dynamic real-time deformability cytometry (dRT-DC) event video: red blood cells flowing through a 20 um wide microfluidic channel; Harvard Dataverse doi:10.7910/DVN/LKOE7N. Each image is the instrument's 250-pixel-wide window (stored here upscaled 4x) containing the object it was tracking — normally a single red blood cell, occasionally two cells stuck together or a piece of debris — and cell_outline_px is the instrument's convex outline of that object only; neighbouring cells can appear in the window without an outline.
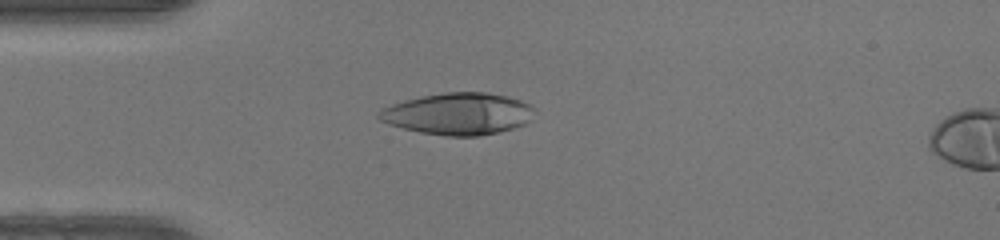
{"species": "human", "species_latin": "Homo sapiens", "temperature_condition": "warm", "stored_images_in_passage": 49, "camera_frame_rate_fps": 3000, "um_per_image_px": 0.085, "donor": {"sex": "female"}, "frame": {"image": 1, "passage_image": 13, "time_ms": 4.0, "image_size_px": [1000, 240], "cell_outline_px": [[536, 108], [528, 120], [524, 124], [512, 128], [480, 136], [444, 136], [420, 132], [388, 124], [380, 120], [376, 116], [376, 112], [392, 104], [404, 100], [420, 96], [444, 92], [488, 92], [508, 96], [520, 100]], "centroid_in_image_um": [38.92, 9.66], "position_along_channel_um": 46.1, "area_um2": 37.92}}
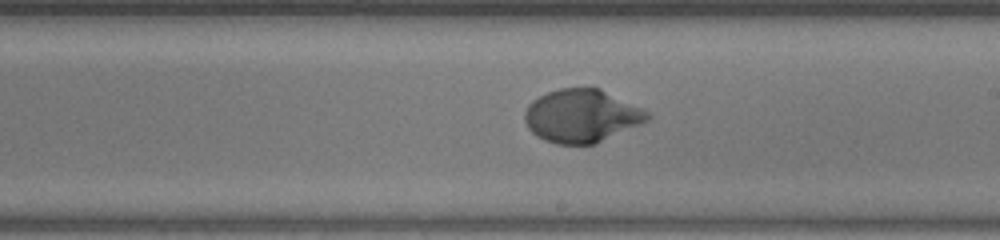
{"frame": {"image": 2, "passage_image": 28, "time_ms": 9.0, "image_size_px": [1000, 240], "cell_outline_px": [[652, 116], [648, 120], [640, 124], [596, 144], [556, 144], [544, 140], [532, 132], [528, 128], [524, 120], [524, 112], [528, 104], [532, 100], [548, 92], [560, 88], [600, 88], [648, 112]], "centroid_in_image_um": [49.41, 9.86], "position_along_channel_um": 239.6, "area_um2": 37.74}}
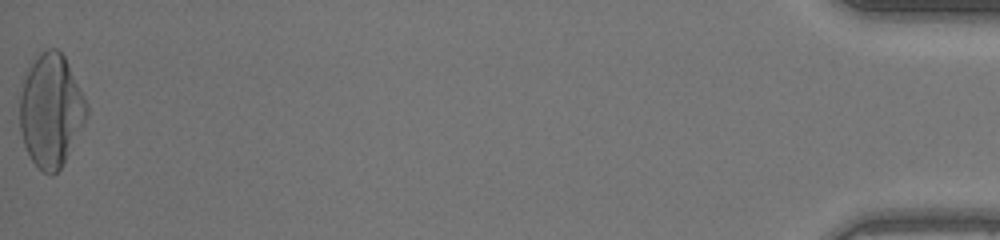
{"frame": {"image": 3, "passage_image": 49, "time_ms": 16.0, "image_size_px": [1000, 240], "cell_outline_px": [[88, 116], [60, 168], [52, 176], [48, 176], [32, 160], [24, 144], [20, 132], [20, 96], [24, 80], [28, 68], [40, 52], [48, 48], [56, 48], [64, 56], [88, 104]], "centroid_in_image_um": [4.33, 9.38], "position_along_channel_um": 430.9, "area_um2": 43.52}, "authors_computed_cell_mechanics": {"area_um2": 38.3214, "velocity_mm_per_s": 4.2291, "shape_relaxation_time_tau1_ms": 2.9817, "shape_relaxation_time_tau2_ms": null, "deformation_change_tau1": 0.2353, "deformation_change_tau2": null}}